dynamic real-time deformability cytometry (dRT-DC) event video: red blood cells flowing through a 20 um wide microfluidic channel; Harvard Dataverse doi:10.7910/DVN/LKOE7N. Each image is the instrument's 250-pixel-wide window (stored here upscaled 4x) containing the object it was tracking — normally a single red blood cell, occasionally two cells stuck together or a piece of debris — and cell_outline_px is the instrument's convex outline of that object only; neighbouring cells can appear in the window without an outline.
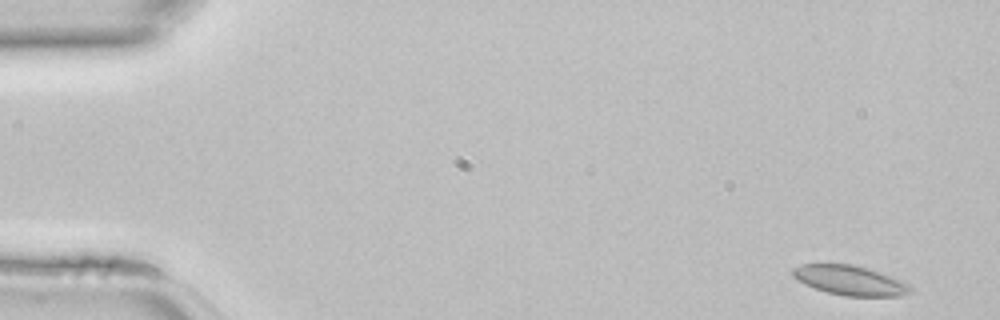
{"species": "common noctule bat (a hibernating species)", "species_latin": "Nyctalus noctula", "temperature_condition": "room temperature", "stored_images_in_passage": 44, "camera_frame_rate_fps": 3000, "um_per_image_px": 0.085, "animal": {"sex": "female", "body_mass_g": 22.7, "forearm_length_mm": 54.2}, "frame": {"image": 1, "passage_image": 1, "time_ms": 0.0, "image_size_px": [1000, 320], "cell_outline_px": [[912, 292], [900, 296], [844, 296], [828, 292], [804, 284], [796, 280], [792, 276], [792, 268], [800, 264], [852, 264], [868, 268], [892, 276], [908, 284], [912, 288]], "centroid_in_image_um": [72.23, 23.82], "position_along_channel_um": 12.8, "area_um2": 20.4}}
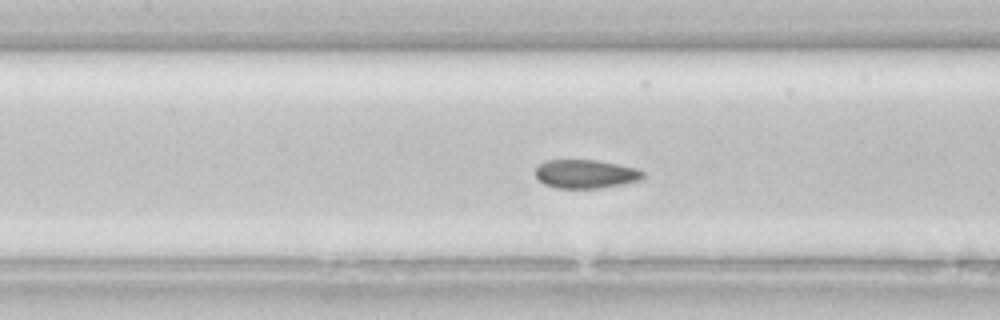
{"frame": {"image": 2, "passage_image": 19, "time_ms": 6.0, "image_size_px": [1000, 320], "cell_outline_px": [[644, 176], [640, 180], [600, 188], [556, 188], [544, 184], [536, 176], [536, 164], [548, 160], [596, 160], [636, 168], [644, 172]], "centroid_in_image_um": [49.75, 14.78], "position_along_channel_um": 157.7, "area_um2": 17.86}}
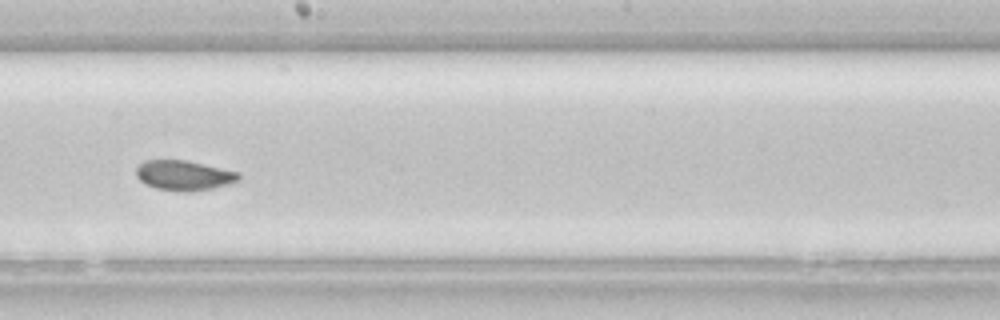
{"frame": {"image": 3, "passage_image": 24, "time_ms": 7.667, "image_size_px": [1000, 320], "cell_outline_px": [[240, 180], [228, 184], [212, 188], [192, 192], [184, 192], [156, 188], [144, 184], [136, 176], [136, 168], [144, 160], [188, 160], [240, 172]], "centroid_in_image_um": [15.64, 14.9], "position_along_channel_um": 232.6, "area_um2": 18.09}}